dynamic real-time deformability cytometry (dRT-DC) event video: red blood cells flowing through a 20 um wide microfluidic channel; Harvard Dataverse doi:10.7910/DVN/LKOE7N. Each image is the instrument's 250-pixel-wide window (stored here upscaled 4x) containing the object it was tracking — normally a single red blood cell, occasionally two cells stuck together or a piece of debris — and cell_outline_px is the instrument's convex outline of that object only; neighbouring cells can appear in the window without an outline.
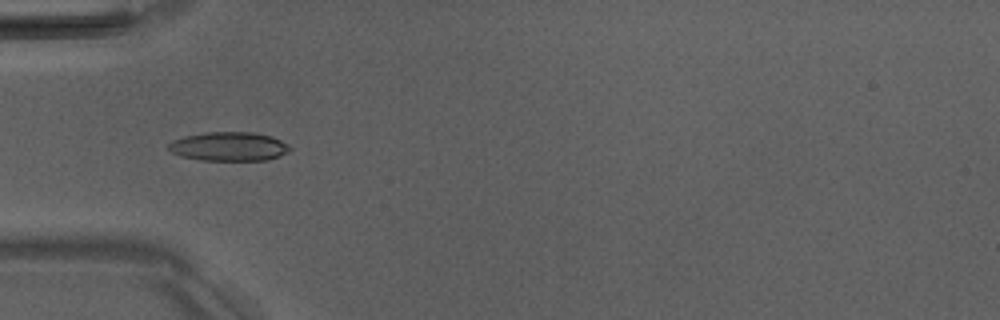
{"species": "Egyptian fruit bat (a non-hibernating species)", "species_latin": "Rousettus aegyptiacus", "temperature_condition": "room temperature", "stored_images_in_passage": 7, "camera_frame_rate_fps": 3000, "um_per_image_px": 0.085, "animal": {"sex": "male"}, "frame": {"image": 1, "passage_image": 5, "time_ms": 4.333, "image_size_px": [1000, 320], "cell_outline_px": [[292, 148], [288, 152], [280, 156], [268, 160], [200, 160], [180, 156], [172, 152], [168, 148], [168, 144], [184, 136], [204, 132], [252, 132], [272, 136], [288, 144]], "centroid_in_image_um": [19.49, 12.45], "position_along_channel_um": 65.5, "area_um2": 20.52}}
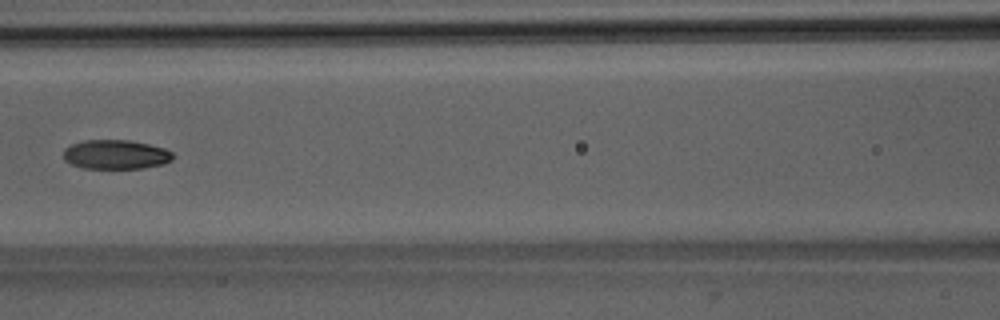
{"frame": {"image": 2, "passage_image": 7, "time_ms": 6.667, "image_size_px": [1000, 320], "cell_outline_px": [[176, 156], [172, 160], [164, 164], [144, 168], [84, 168], [72, 164], [64, 160], [64, 148], [72, 144], [84, 140], [128, 140], [148, 144], [164, 148], [172, 152]], "centroid_in_image_um": [9.87, 13.13], "position_along_channel_um": 156.7, "area_um2": 18.73}}